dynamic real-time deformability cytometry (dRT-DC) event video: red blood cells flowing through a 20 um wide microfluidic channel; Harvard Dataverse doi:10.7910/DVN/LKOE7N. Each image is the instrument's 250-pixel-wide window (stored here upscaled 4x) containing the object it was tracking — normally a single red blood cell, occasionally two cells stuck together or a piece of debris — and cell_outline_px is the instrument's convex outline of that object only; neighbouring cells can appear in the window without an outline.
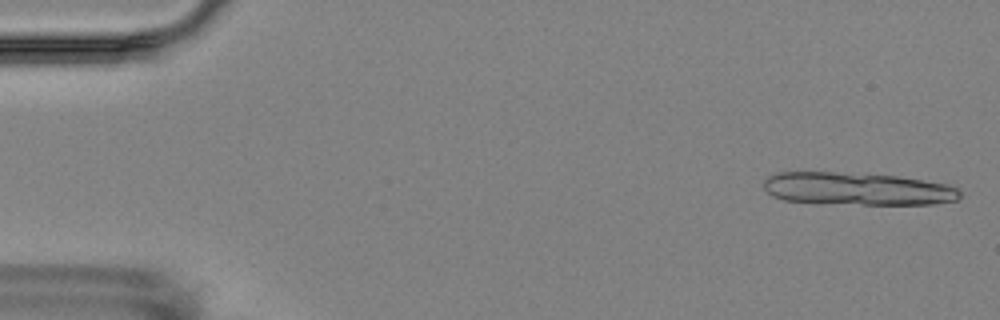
{"species": "Egyptian fruit bat (a non-hibernating species)", "species_latin": "Rousettus aegyptiacus", "temperature_condition": "room temperature", "stored_images_in_passage": 4, "camera_frame_rate_fps": 3000, "um_per_image_px": 0.085, "animal": {"sex": "female"}, "frame": {"image": 1, "passage_image": 1, "time_ms": 0.0, "image_size_px": [1000, 320], "cell_outline_px": [[960, 196], [956, 200], [932, 204], [864, 204], [784, 200], [772, 196], [764, 188], [764, 180], [768, 176], [776, 172], [832, 172], [896, 176], [948, 184], [960, 188]], "centroid_in_image_um": [72.89, 16.04], "position_along_channel_um": 12.1, "area_um2": 36.99}}